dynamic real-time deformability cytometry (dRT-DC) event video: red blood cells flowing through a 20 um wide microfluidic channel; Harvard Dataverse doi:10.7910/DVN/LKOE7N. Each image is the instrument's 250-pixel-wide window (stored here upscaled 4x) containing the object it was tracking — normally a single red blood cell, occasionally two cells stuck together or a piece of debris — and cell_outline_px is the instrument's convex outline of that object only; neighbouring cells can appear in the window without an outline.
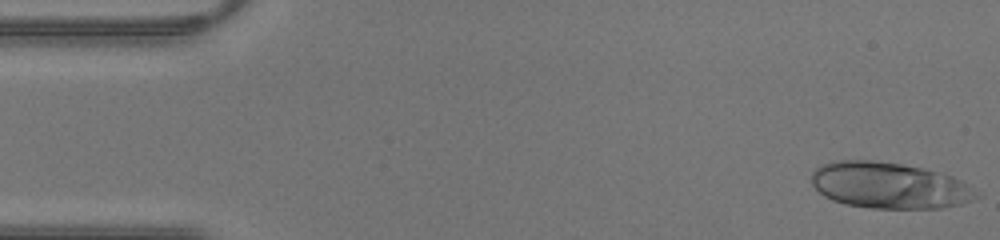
{"species": "human", "species_latin": "Homo sapiens", "temperature_condition": "warm", "stored_images_in_passage": 42, "camera_frame_rate_fps": 3000, "um_per_image_px": 0.085, "donor": {"sex": "male"}, "frame": {"image": 1, "passage_image": 1, "time_ms": 0.0, "image_size_px": [1000, 240], "cell_outline_px": [[980, 196], [960, 204], [940, 208], [872, 208], [844, 204], [832, 200], [824, 196], [812, 184], [812, 172], [816, 168], [832, 160], [872, 160], [900, 164], [920, 168], [952, 176], [960, 180]], "centroid_in_image_um": [75.52, 15.76], "position_along_channel_um": 9.5, "area_um2": 43.87}}
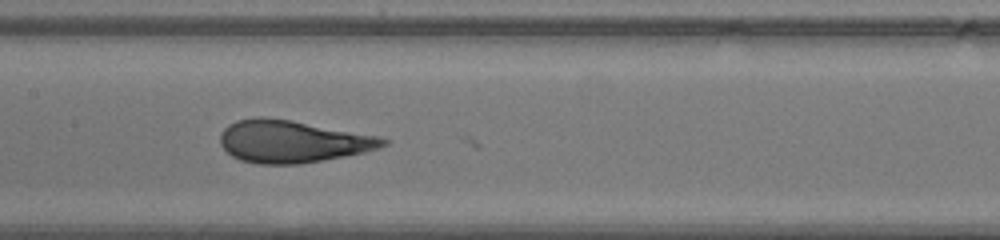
{"frame": {"image": 2, "passage_image": 20, "time_ms": 6.333, "image_size_px": [1000, 240], "cell_outline_px": [[388, 144], [380, 148], [364, 152], [300, 164], [260, 164], [240, 160], [232, 156], [220, 144], [220, 132], [228, 124], [236, 120], [256, 116], [260, 116], [292, 120], [376, 136], [388, 140]], "centroid_in_image_um": [24.79, 12.01], "position_along_channel_um": 182.6, "area_um2": 40.0}}
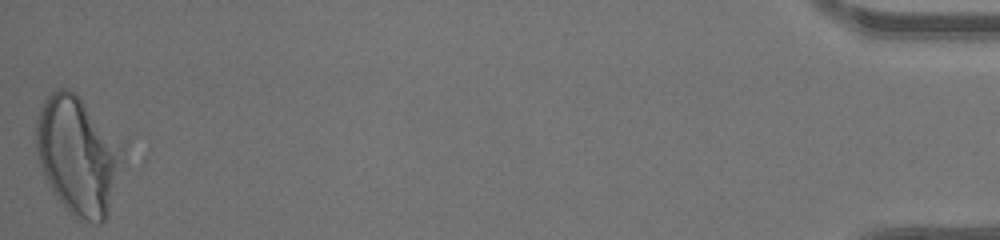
{"frame": {"image": 3, "passage_image": 42, "time_ms": 13.667, "image_size_px": [1000, 240], "cell_outline_px": [[124, 144], [108, 216], [100, 224], [92, 224], [76, 220], [64, 208], [56, 196], [40, 164], [36, 148], [36, 120], [40, 108], [44, 100], [52, 92], [60, 88], [68, 88], [76, 92]], "centroid_in_image_um": [6.62, 13.21], "position_along_channel_um": 428.6, "area_um2": 59.42}}